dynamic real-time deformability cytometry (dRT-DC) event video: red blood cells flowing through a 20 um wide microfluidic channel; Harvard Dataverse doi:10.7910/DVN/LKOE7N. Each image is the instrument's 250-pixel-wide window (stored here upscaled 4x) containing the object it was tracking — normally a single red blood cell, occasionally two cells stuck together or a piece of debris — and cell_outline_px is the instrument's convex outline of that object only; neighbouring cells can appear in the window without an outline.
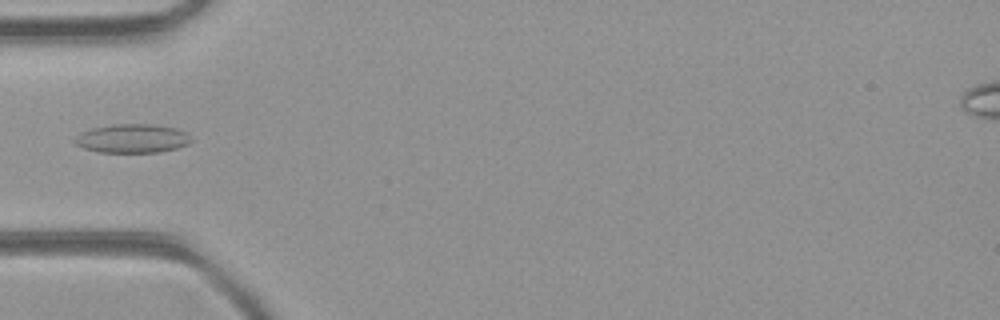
{"species": "common noctule bat (a hibernating species)", "species_latin": "Nyctalus noctula", "temperature_condition": "room temperature", "stored_images_in_passage": 32, "camera_frame_rate_fps": 3000, "um_per_image_px": 0.085, "animal": {"sex": "female", "body_mass_g": 21.9}, "frame": {"image": 1, "passage_image": 1, "time_ms": 0.0, "image_size_px": [1000, 320], "cell_outline_px": [[192, 140], [188, 144], [176, 148], [160, 152], [100, 152], [84, 148], [76, 144], [72, 140], [80, 132], [92, 128], [112, 124], [152, 124], [176, 128], [188, 132]], "centroid_in_image_um": [11.25, 11.76], "position_along_channel_um": 73.8, "area_um2": 19.65}}
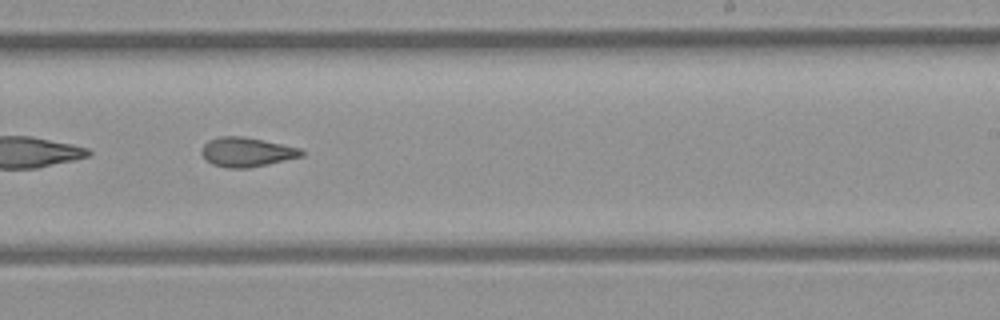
{"frame": {"image": 2, "passage_image": 14, "time_ms": 4.333, "image_size_px": [1000, 320], "cell_outline_px": [[304, 156], [268, 164], [248, 168], [228, 168], [212, 164], [204, 156], [204, 144], [208, 140], [220, 136], [244, 136], [264, 140], [300, 148], [304, 152]], "centroid_in_image_um": [21.02, 12.92], "position_along_channel_um": 268.0, "area_um2": 16.94}}